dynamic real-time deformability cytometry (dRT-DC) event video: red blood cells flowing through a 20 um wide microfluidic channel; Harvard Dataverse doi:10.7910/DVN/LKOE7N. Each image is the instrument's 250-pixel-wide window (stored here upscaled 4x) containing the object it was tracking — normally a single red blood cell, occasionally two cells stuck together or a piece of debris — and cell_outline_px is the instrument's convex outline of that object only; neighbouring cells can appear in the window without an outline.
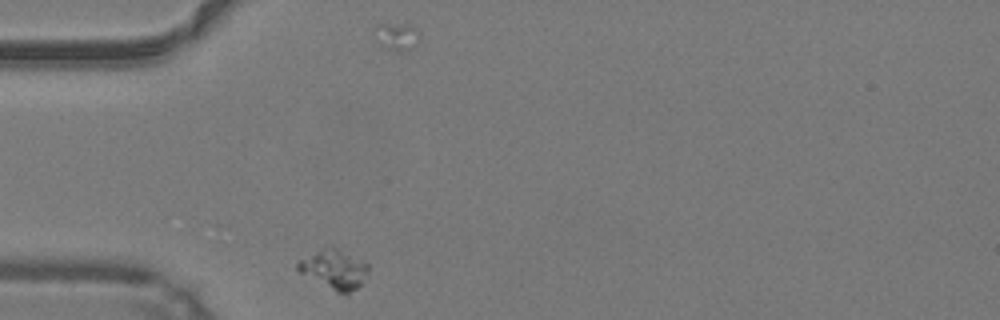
{"species": "common noctule bat (a hibernating species)", "species_latin": "Nyctalus noctula", "temperature_condition": "warm", "stored_images_in_passage": 31, "camera_frame_rate_fps": 3000, "um_per_image_px": 0.085, "animal": {"sex": "male", "body_mass_g": 19.2, "forearm_length_mm": 51.8}, "frame": {"image": 1, "passage_image": 1, "time_ms": 0.0, "image_size_px": [1000, 320], "cell_outline_px": [[368, 272], [360, 284], [348, 296], [336, 292], [300, 272], [296, 268], [296, 264], [300, 260], [332, 244], [368, 264]], "centroid_in_image_um": [28.43, 22.89], "position_along_channel_um": 56.6, "area_um2": 15.95}}
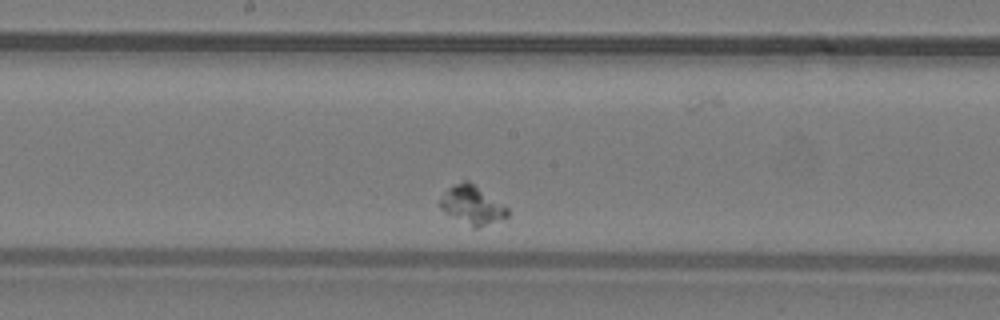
{"frame": {"image": 2, "passage_image": 14, "time_ms": 4.333, "image_size_px": [1000, 320], "cell_outline_px": [[508, 216], [476, 228], [444, 212], [440, 208], [440, 200], [448, 188], [464, 180], [468, 180], [508, 208]], "centroid_in_image_um": [40.12, 17.41], "position_along_channel_um": 208.1, "area_um2": 14.51}}
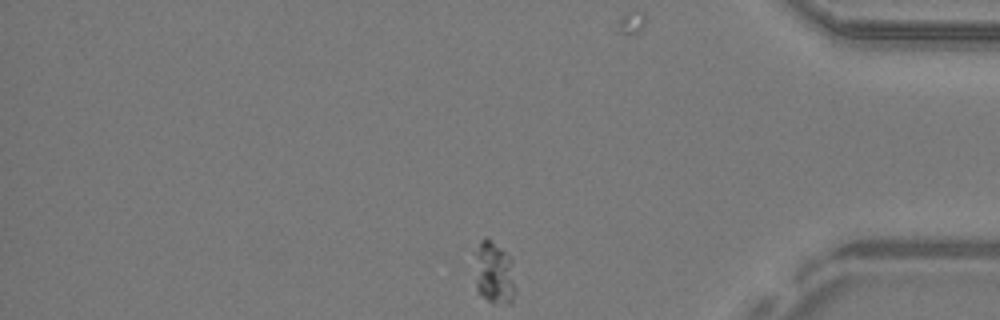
{"frame": {"image": 3, "passage_image": 31, "time_ms": 10.0, "image_size_px": [1000, 320], "cell_outline_px": [[516, 292], [512, 304], [492, 304], [476, 292], [476, 280], [480, 240], [492, 240], [512, 260], [516, 288]], "centroid_in_image_um": [42.08, 23.33], "position_along_channel_um": 393.1, "area_um2": 14.62}}